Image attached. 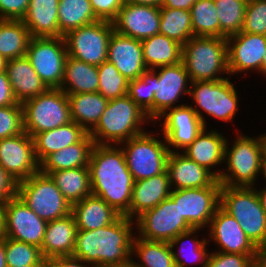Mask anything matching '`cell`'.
<instances>
[{"label":"cell","instance_id":"cell-1","mask_svg":"<svg viewBox=\"0 0 266 267\" xmlns=\"http://www.w3.org/2000/svg\"><path fill=\"white\" fill-rule=\"evenodd\" d=\"M88 167L92 194L102 198L121 216L129 218L135 180L121 146L95 144Z\"/></svg>","mask_w":266,"mask_h":267},{"label":"cell","instance_id":"cell-2","mask_svg":"<svg viewBox=\"0 0 266 267\" xmlns=\"http://www.w3.org/2000/svg\"><path fill=\"white\" fill-rule=\"evenodd\" d=\"M134 220L120 216L115 222L95 230H77L72 256L91 267H123L131 264L136 235ZM135 232V233H134Z\"/></svg>","mask_w":266,"mask_h":267},{"label":"cell","instance_id":"cell-3","mask_svg":"<svg viewBox=\"0 0 266 267\" xmlns=\"http://www.w3.org/2000/svg\"><path fill=\"white\" fill-rule=\"evenodd\" d=\"M236 130L237 136H234L233 142L232 139L231 143L229 139L226 140L225 168L218 181L226 186L254 187L262 172V157L266 148L264 133L248 136Z\"/></svg>","mask_w":266,"mask_h":267},{"label":"cell","instance_id":"cell-4","mask_svg":"<svg viewBox=\"0 0 266 267\" xmlns=\"http://www.w3.org/2000/svg\"><path fill=\"white\" fill-rule=\"evenodd\" d=\"M153 122L125 95L109 100L97 125L89 132L95 144L119 145L147 131L144 126Z\"/></svg>","mask_w":266,"mask_h":267},{"label":"cell","instance_id":"cell-5","mask_svg":"<svg viewBox=\"0 0 266 267\" xmlns=\"http://www.w3.org/2000/svg\"><path fill=\"white\" fill-rule=\"evenodd\" d=\"M181 62L191 82L222 80L230 76L226 38L193 36L182 46Z\"/></svg>","mask_w":266,"mask_h":267},{"label":"cell","instance_id":"cell-6","mask_svg":"<svg viewBox=\"0 0 266 267\" xmlns=\"http://www.w3.org/2000/svg\"><path fill=\"white\" fill-rule=\"evenodd\" d=\"M220 207L236 219L260 251L266 250V213L255 187L222 185Z\"/></svg>","mask_w":266,"mask_h":267},{"label":"cell","instance_id":"cell-7","mask_svg":"<svg viewBox=\"0 0 266 267\" xmlns=\"http://www.w3.org/2000/svg\"><path fill=\"white\" fill-rule=\"evenodd\" d=\"M230 77L222 80L191 82L189 97L193 103L189 105L206 128L208 121L205 115L224 123H233L236 113L240 111L239 93Z\"/></svg>","mask_w":266,"mask_h":267},{"label":"cell","instance_id":"cell-8","mask_svg":"<svg viewBox=\"0 0 266 267\" xmlns=\"http://www.w3.org/2000/svg\"><path fill=\"white\" fill-rule=\"evenodd\" d=\"M157 131L147 130L119 144L135 181L153 177L167 169L170 151L164 136Z\"/></svg>","mask_w":266,"mask_h":267},{"label":"cell","instance_id":"cell-9","mask_svg":"<svg viewBox=\"0 0 266 267\" xmlns=\"http://www.w3.org/2000/svg\"><path fill=\"white\" fill-rule=\"evenodd\" d=\"M24 131L32 138L71 122L67 95L60 88L45 92L22 103Z\"/></svg>","mask_w":266,"mask_h":267},{"label":"cell","instance_id":"cell-10","mask_svg":"<svg viewBox=\"0 0 266 267\" xmlns=\"http://www.w3.org/2000/svg\"><path fill=\"white\" fill-rule=\"evenodd\" d=\"M17 196L47 222L71 213L72 206L54 180L41 171L17 183Z\"/></svg>","mask_w":266,"mask_h":267},{"label":"cell","instance_id":"cell-11","mask_svg":"<svg viewBox=\"0 0 266 267\" xmlns=\"http://www.w3.org/2000/svg\"><path fill=\"white\" fill-rule=\"evenodd\" d=\"M113 22L98 20L64 35L68 56L93 66L107 61Z\"/></svg>","mask_w":266,"mask_h":267},{"label":"cell","instance_id":"cell-12","mask_svg":"<svg viewBox=\"0 0 266 267\" xmlns=\"http://www.w3.org/2000/svg\"><path fill=\"white\" fill-rule=\"evenodd\" d=\"M137 235L146 240L170 243L180 233L193 228L180 214L179 201L170 196L136 220Z\"/></svg>","mask_w":266,"mask_h":267},{"label":"cell","instance_id":"cell-13","mask_svg":"<svg viewBox=\"0 0 266 267\" xmlns=\"http://www.w3.org/2000/svg\"><path fill=\"white\" fill-rule=\"evenodd\" d=\"M26 56L47 88H60L67 47L64 37H31Z\"/></svg>","mask_w":266,"mask_h":267},{"label":"cell","instance_id":"cell-14","mask_svg":"<svg viewBox=\"0 0 266 267\" xmlns=\"http://www.w3.org/2000/svg\"><path fill=\"white\" fill-rule=\"evenodd\" d=\"M47 221L40 218L17 195L2 208V232L9 239L41 249Z\"/></svg>","mask_w":266,"mask_h":267},{"label":"cell","instance_id":"cell-15","mask_svg":"<svg viewBox=\"0 0 266 267\" xmlns=\"http://www.w3.org/2000/svg\"><path fill=\"white\" fill-rule=\"evenodd\" d=\"M221 183L216 179L210 186L172 190L170 197L179 201L180 214L193 228L206 229L220 206Z\"/></svg>","mask_w":266,"mask_h":267},{"label":"cell","instance_id":"cell-16","mask_svg":"<svg viewBox=\"0 0 266 267\" xmlns=\"http://www.w3.org/2000/svg\"><path fill=\"white\" fill-rule=\"evenodd\" d=\"M154 123L168 109L185 105L178 102L190 92L191 80L182 62L153 69ZM178 103V104H176Z\"/></svg>","mask_w":266,"mask_h":267},{"label":"cell","instance_id":"cell-17","mask_svg":"<svg viewBox=\"0 0 266 267\" xmlns=\"http://www.w3.org/2000/svg\"><path fill=\"white\" fill-rule=\"evenodd\" d=\"M162 120V121H161ZM170 152H181L190 145L205 128L194 109L185 105L170 108L153 125H159Z\"/></svg>","mask_w":266,"mask_h":267},{"label":"cell","instance_id":"cell-18","mask_svg":"<svg viewBox=\"0 0 266 267\" xmlns=\"http://www.w3.org/2000/svg\"><path fill=\"white\" fill-rule=\"evenodd\" d=\"M226 40L230 75L238 73V76H249L254 71L259 75L262 74V60L266 53V35L239 32L228 36Z\"/></svg>","mask_w":266,"mask_h":267},{"label":"cell","instance_id":"cell-19","mask_svg":"<svg viewBox=\"0 0 266 267\" xmlns=\"http://www.w3.org/2000/svg\"><path fill=\"white\" fill-rule=\"evenodd\" d=\"M0 165L17 183L39 172L33 138L24 131L1 139Z\"/></svg>","mask_w":266,"mask_h":267},{"label":"cell","instance_id":"cell-20","mask_svg":"<svg viewBox=\"0 0 266 267\" xmlns=\"http://www.w3.org/2000/svg\"><path fill=\"white\" fill-rule=\"evenodd\" d=\"M208 243L214 242L219 251L234 254H259L260 250L244 233L236 219L220 206L216 209L207 228Z\"/></svg>","mask_w":266,"mask_h":267},{"label":"cell","instance_id":"cell-21","mask_svg":"<svg viewBox=\"0 0 266 267\" xmlns=\"http://www.w3.org/2000/svg\"><path fill=\"white\" fill-rule=\"evenodd\" d=\"M160 7L125 3L113 21L114 30L138 40L159 33Z\"/></svg>","mask_w":266,"mask_h":267},{"label":"cell","instance_id":"cell-22","mask_svg":"<svg viewBox=\"0 0 266 267\" xmlns=\"http://www.w3.org/2000/svg\"><path fill=\"white\" fill-rule=\"evenodd\" d=\"M227 136L216 128L205 127L195 140L181 151L186 157L210 171L219 179L224 165ZM221 166L222 168H220Z\"/></svg>","mask_w":266,"mask_h":267},{"label":"cell","instance_id":"cell-23","mask_svg":"<svg viewBox=\"0 0 266 267\" xmlns=\"http://www.w3.org/2000/svg\"><path fill=\"white\" fill-rule=\"evenodd\" d=\"M107 53V61L128 81L135 80L148 70L143 58L141 40L121 35L114 30Z\"/></svg>","mask_w":266,"mask_h":267},{"label":"cell","instance_id":"cell-24","mask_svg":"<svg viewBox=\"0 0 266 267\" xmlns=\"http://www.w3.org/2000/svg\"><path fill=\"white\" fill-rule=\"evenodd\" d=\"M167 171L172 190L203 188L217 179L210 171L181 152L169 153Z\"/></svg>","mask_w":266,"mask_h":267},{"label":"cell","instance_id":"cell-25","mask_svg":"<svg viewBox=\"0 0 266 267\" xmlns=\"http://www.w3.org/2000/svg\"><path fill=\"white\" fill-rule=\"evenodd\" d=\"M167 169L158 175L134 182L129 218L136 220L145 211L153 209L171 194Z\"/></svg>","mask_w":266,"mask_h":267},{"label":"cell","instance_id":"cell-26","mask_svg":"<svg viewBox=\"0 0 266 267\" xmlns=\"http://www.w3.org/2000/svg\"><path fill=\"white\" fill-rule=\"evenodd\" d=\"M77 230L72 213L62 218L48 221L40 249L43 258L51 259L58 256H72Z\"/></svg>","mask_w":266,"mask_h":267},{"label":"cell","instance_id":"cell-27","mask_svg":"<svg viewBox=\"0 0 266 267\" xmlns=\"http://www.w3.org/2000/svg\"><path fill=\"white\" fill-rule=\"evenodd\" d=\"M5 71L18 103L35 98L48 89L26 55L6 61Z\"/></svg>","mask_w":266,"mask_h":267},{"label":"cell","instance_id":"cell-28","mask_svg":"<svg viewBox=\"0 0 266 267\" xmlns=\"http://www.w3.org/2000/svg\"><path fill=\"white\" fill-rule=\"evenodd\" d=\"M59 0H30L22 22L31 37H64L58 26Z\"/></svg>","mask_w":266,"mask_h":267},{"label":"cell","instance_id":"cell-29","mask_svg":"<svg viewBox=\"0 0 266 267\" xmlns=\"http://www.w3.org/2000/svg\"><path fill=\"white\" fill-rule=\"evenodd\" d=\"M204 230L202 228H191L180 233L170 242L176 267H190V264H199L197 267H206L210 253L207 246L210 244L204 234L201 233ZM198 233H201L199 234L202 236L201 238H199Z\"/></svg>","mask_w":266,"mask_h":267},{"label":"cell","instance_id":"cell-30","mask_svg":"<svg viewBox=\"0 0 266 267\" xmlns=\"http://www.w3.org/2000/svg\"><path fill=\"white\" fill-rule=\"evenodd\" d=\"M78 230H95L115 222L121 215L96 195H89L72 205Z\"/></svg>","mask_w":266,"mask_h":267},{"label":"cell","instance_id":"cell-31","mask_svg":"<svg viewBox=\"0 0 266 267\" xmlns=\"http://www.w3.org/2000/svg\"><path fill=\"white\" fill-rule=\"evenodd\" d=\"M86 134L87 132L74 121L37 133L33 141L38 162L41 164L50 154L78 143Z\"/></svg>","mask_w":266,"mask_h":267},{"label":"cell","instance_id":"cell-32","mask_svg":"<svg viewBox=\"0 0 266 267\" xmlns=\"http://www.w3.org/2000/svg\"><path fill=\"white\" fill-rule=\"evenodd\" d=\"M94 145V140L87 133L78 143L50 154L40 164V171L49 175L53 171L88 167Z\"/></svg>","mask_w":266,"mask_h":267},{"label":"cell","instance_id":"cell-33","mask_svg":"<svg viewBox=\"0 0 266 267\" xmlns=\"http://www.w3.org/2000/svg\"><path fill=\"white\" fill-rule=\"evenodd\" d=\"M98 67L67 56L60 89L66 94L98 92Z\"/></svg>","mask_w":266,"mask_h":267},{"label":"cell","instance_id":"cell-34","mask_svg":"<svg viewBox=\"0 0 266 267\" xmlns=\"http://www.w3.org/2000/svg\"><path fill=\"white\" fill-rule=\"evenodd\" d=\"M71 120L89 133L98 123L109 100L99 92L67 95Z\"/></svg>","mask_w":266,"mask_h":267},{"label":"cell","instance_id":"cell-35","mask_svg":"<svg viewBox=\"0 0 266 267\" xmlns=\"http://www.w3.org/2000/svg\"><path fill=\"white\" fill-rule=\"evenodd\" d=\"M131 265L132 267H176L170 243L146 240L137 234L132 243Z\"/></svg>","mask_w":266,"mask_h":267},{"label":"cell","instance_id":"cell-36","mask_svg":"<svg viewBox=\"0 0 266 267\" xmlns=\"http://www.w3.org/2000/svg\"><path fill=\"white\" fill-rule=\"evenodd\" d=\"M143 58L147 69L175 65L181 62L182 45L163 34L141 40Z\"/></svg>","mask_w":266,"mask_h":267},{"label":"cell","instance_id":"cell-37","mask_svg":"<svg viewBox=\"0 0 266 267\" xmlns=\"http://www.w3.org/2000/svg\"><path fill=\"white\" fill-rule=\"evenodd\" d=\"M49 175L71 206L92 194L89 167L53 171Z\"/></svg>","mask_w":266,"mask_h":267},{"label":"cell","instance_id":"cell-38","mask_svg":"<svg viewBox=\"0 0 266 267\" xmlns=\"http://www.w3.org/2000/svg\"><path fill=\"white\" fill-rule=\"evenodd\" d=\"M30 38L22 20L0 19V55L6 61L25 56Z\"/></svg>","mask_w":266,"mask_h":267},{"label":"cell","instance_id":"cell-39","mask_svg":"<svg viewBox=\"0 0 266 267\" xmlns=\"http://www.w3.org/2000/svg\"><path fill=\"white\" fill-rule=\"evenodd\" d=\"M90 0H59L58 26L64 36L69 31L98 21Z\"/></svg>","mask_w":266,"mask_h":267},{"label":"cell","instance_id":"cell-40","mask_svg":"<svg viewBox=\"0 0 266 267\" xmlns=\"http://www.w3.org/2000/svg\"><path fill=\"white\" fill-rule=\"evenodd\" d=\"M159 33L183 46L194 36L190 10L160 7Z\"/></svg>","mask_w":266,"mask_h":267},{"label":"cell","instance_id":"cell-41","mask_svg":"<svg viewBox=\"0 0 266 267\" xmlns=\"http://www.w3.org/2000/svg\"><path fill=\"white\" fill-rule=\"evenodd\" d=\"M190 13L194 36L220 37L215 0H197Z\"/></svg>","mask_w":266,"mask_h":267},{"label":"cell","instance_id":"cell-42","mask_svg":"<svg viewBox=\"0 0 266 267\" xmlns=\"http://www.w3.org/2000/svg\"><path fill=\"white\" fill-rule=\"evenodd\" d=\"M248 0H215L220 22V37L241 32Z\"/></svg>","mask_w":266,"mask_h":267},{"label":"cell","instance_id":"cell-43","mask_svg":"<svg viewBox=\"0 0 266 267\" xmlns=\"http://www.w3.org/2000/svg\"><path fill=\"white\" fill-rule=\"evenodd\" d=\"M153 69L128 83L127 95L154 124Z\"/></svg>","mask_w":266,"mask_h":267},{"label":"cell","instance_id":"cell-44","mask_svg":"<svg viewBox=\"0 0 266 267\" xmlns=\"http://www.w3.org/2000/svg\"><path fill=\"white\" fill-rule=\"evenodd\" d=\"M98 92L107 100L127 95L129 81L110 62L105 61L98 66Z\"/></svg>","mask_w":266,"mask_h":267},{"label":"cell","instance_id":"cell-45","mask_svg":"<svg viewBox=\"0 0 266 267\" xmlns=\"http://www.w3.org/2000/svg\"><path fill=\"white\" fill-rule=\"evenodd\" d=\"M5 258L7 267L39 265L45 260L40 248L7 237H5Z\"/></svg>","mask_w":266,"mask_h":267},{"label":"cell","instance_id":"cell-46","mask_svg":"<svg viewBox=\"0 0 266 267\" xmlns=\"http://www.w3.org/2000/svg\"><path fill=\"white\" fill-rule=\"evenodd\" d=\"M241 32L266 35V0H248Z\"/></svg>","mask_w":266,"mask_h":267},{"label":"cell","instance_id":"cell-47","mask_svg":"<svg viewBox=\"0 0 266 267\" xmlns=\"http://www.w3.org/2000/svg\"><path fill=\"white\" fill-rule=\"evenodd\" d=\"M24 132L22 104L0 107V140Z\"/></svg>","mask_w":266,"mask_h":267},{"label":"cell","instance_id":"cell-48","mask_svg":"<svg viewBox=\"0 0 266 267\" xmlns=\"http://www.w3.org/2000/svg\"><path fill=\"white\" fill-rule=\"evenodd\" d=\"M259 254H234L210 251L206 267H255Z\"/></svg>","mask_w":266,"mask_h":267},{"label":"cell","instance_id":"cell-49","mask_svg":"<svg viewBox=\"0 0 266 267\" xmlns=\"http://www.w3.org/2000/svg\"><path fill=\"white\" fill-rule=\"evenodd\" d=\"M95 16L99 20L113 22L119 10L125 4L124 0H90Z\"/></svg>","mask_w":266,"mask_h":267},{"label":"cell","instance_id":"cell-50","mask_svg":"<svg viewBox=\"0 0 266 267\" xmlns=\"http://www.w3.org/2000/svg\"><path fill=\"white\" fill-rule=\"evenodd\" d=\"M30 0H0V19L22 20Z\"/></svg>","mask_w":266,"mask_h":267},{"label":"cell","instance_id":"cell-51","mask_svg":"<svg viewBox=\"0 0 266 267\" xmlns=\"http://www.w3.org/2000/svg\"><path fill=\"white\" fill-rule=\"evenodd\" d=\"M17 195V182L0 165V208Z\"/></svg>","mask_w":266,"mask_h":267},{"label":"cell","instance_id":"cell-52","mask_svg":"<svg viewBox=\"0 0 266 267\" xmlns=\"http://www.w3.org/2000/svg\"><path fill=\"white\" fill-rule=\"evenodd\" d=\"M19 104L14 96L5 69L0 70V107Z\"/></svg>","mask_w":266,"mask_h":267},{"label":"cell","instance_id":"cell-53","mask_svg":"<svg viewBox=\"0 0 266 267\" xmlns=\"http://www.w3.org/2000/svg\"><path fill=\"white\" fill-rule=\"evenodd\" d=\"M51 267H91L82 259L74 256H58L51 258Z\"/></svg>","mask_w":266,"mask_h":267},{"label":"cell","instance_id":"cell-54","mask_svg":"<svg viewBox=\"0 0 266 267\" xmlns=\"http://www.w3.org/2000/svg\"><path fill=\"white\" fill-rule=\"evenodd\" d=\"M197 0H164L161 7L190 10Z\"/></svg>","mask_w":266,"mask_h":267},{"label":"cell","instance_id":"cell-55","mask_svg":"<svg viewBox=\"0 0 266 267\" xmlns=\"http://www.w3.org/2000/svg\"><path fill=\"white\" fill-rule=\"evenodd\" d=\"M125 3L161 7L164 0H124Z\"/></svg>","mask_w":266,"mask_h":267},{"label":"cell","instance_id":"cell-56","mask_svg":"<svg viewBox=\"0 0 266 267\" xmlns=\"http://www.w3.org/2000/svg\"><path fill=\"white\" fill-rule=\"evenodd\" d=\"M0 267H7L5 258V237L0 236Z\"/></svg>","mask_w":266,"mask_h":267},{"label":"cell","instance_id":"cell-57","mask_svg":"<svg viewBox=\"0 0 266 267\" xmlns=\"http://www.w3.org/2000/svg\"><path fill=\"white\" fill-rule=\"evenodd\" d=\"M254 187L261 201L262 208L264 212L266 213V186L264 184L263 188H260V189L257 187V185Z\"/></svg>","mask_w":266,"mask_h":267},{"label":"cell","instance_id":"cell-58","mask_svg":"<svg viewBox=\"0 0 266 267\" xmlns=\"http://www.w3.org/2000/svg\"><path fill=\"white\" fill-rule=\"evenodd\" d=\"M255 267H266V250H261L255 260Z\"/></svg>","mask_w":266,"mask_h":267},{"label":"cell","instance_id":"cell-59","mask_svg":"<svg viewBox=\"0 0 266 267\" xmlns=\"http://www.w3.org/2000/svg\"><path fill=\"white\" fill-rule=\"evenodd\" d=\"M262 177L265 179V183H266V148L264 150L263 153V157H262V172H261Z\"/></svg>","mask_w":266,"mask_h":267},{"label":"cell","instance_id":"cell-60","mask_svg":"<svg viewBox=\"0 0 266 267\" xmlns=\"http://www.w3.org/2000/svg\"><path fill=\"white\" fill-rule=\"evenodd\" d=\"M36 267H51V259L43 260L39 265Z\"/></svg>","mask_w":266,"mask_h":267},{"label":"cell","instance_id":"cell-61","mask_svg":"<svg viewBox=\"0 0 266 267\" xmlns=\"http://www.w3.org/2000/svg\"><path fill=\"white\" fill-rule=\"evenodd\" d=\"M262 76H266V53L262 60ZM266 78V77H265Z\"/></svg>","mask_w":266,"mask_h":267},{"label":"cell","instance_id":"cell-62","mask_svg":"<svg viewBox=\"0 0 266 267\" xmlns=\"http://www.w3.org/2000/svg\"><path fill=\"white\" fill-rule=\"evenodd\" d=\"M6 60L0 55V70L5 69Z\"/></svg>","mask_w":266,"mask_h":267},{"label":"cell","instance_id":"cell-63","mask_svg":"<svg viewBox=\"0 0 266 267\" xmlns=\"http://www.w3.org/2000/svg\"><path fill=\"white\" fill-rule=\"evenodd\" d=\"M3 235L2 232V208H0V236Z\"/></svg>","mask_w":266,"mask_h":267},{"label":"cell","instance_id":"cell-64","mask_svg":"<svg viewBox=\"0 0 266 267\" xmlns=\"http://www.w3.org/2000/svg\"><path fill=\"white\" fill-rule=\"evenodd\" d=\"M37 265H27V266H14V267H36Z\"/></svg>","mask_w":266,"mask_h":267},{"label":"cell","instance_id":"cell-65","mask_svg":"<svg viewBox=\"0 0 266 267\" xmlns=\"http://www.w3.org/2000/svg\"><path fill=\"white\" fill-rule=\"evenodd\" d=\"M264 138H265V142H266V132H264Z\"/></svg>","mask_w":266,"mask_h":267},{"label":"cell","instance_id":"cell-66","mask_svg":"<svg viewBox=\"0 0 266 267\" xmlns=\"http://www.w3.org/2000/svg\"><path fill=\"white\" fill-rule=\"evenodd\" d=\"M123 267H132V265H131V264H129V265H127V266H123Z\"/></svg>","mask_w":266,"mask_h":267}]
</instances>
